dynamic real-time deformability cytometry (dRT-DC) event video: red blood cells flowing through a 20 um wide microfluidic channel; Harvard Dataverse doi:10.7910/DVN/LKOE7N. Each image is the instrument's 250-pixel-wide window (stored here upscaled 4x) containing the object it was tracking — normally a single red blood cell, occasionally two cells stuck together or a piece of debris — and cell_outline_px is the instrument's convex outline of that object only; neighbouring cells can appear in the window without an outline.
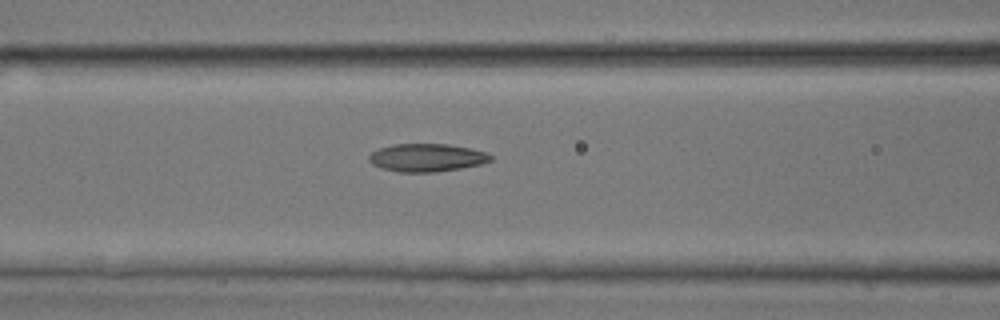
{"species": "common noctule bat (a hibernating species)", "species_latin": "Nyctalus noctula", "temperature_condition": "room temperature", "stored_images_in_passage": 41, "camera_frame_rate_fps": 3000, "um_per_image_px": 0.085, "animal": {"sex": "male", "body_mass_g": 17.9, "forearm_length_mm": 54.2}, "frame": {"image": 1, "passage_image": 15, "time_ms": 4.667, "image_size_px": [1000, 320], "cell_outline_px": [[492, 160], [484, 164], [436, 172], [400, 172], [384, 168], [372, 164], [368, 160], [368, 156], [372, 152], [380, 148], [392, 144], [448, 144], [488, 152], [492, 156]], "centroid_in_image_um": [36.31, 13.4], "position_along_channel_um": 130.3, "area_um2": 19.83}}
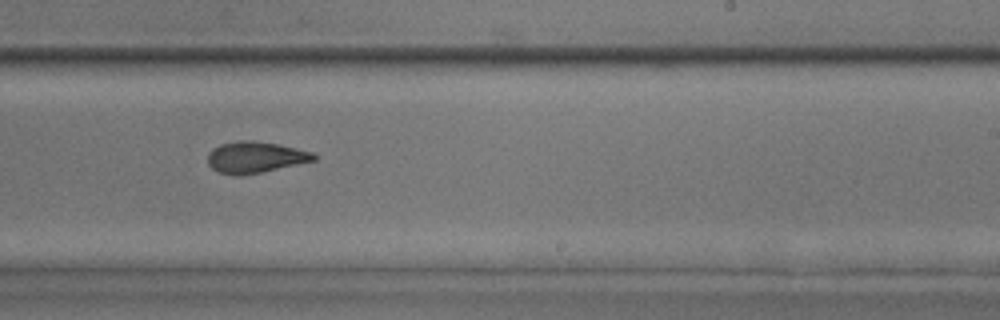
{"frame": {"image": 2, "passage_image": 24, "time_ms": 7.667, "image_size_px": [1000, 320], "cell_outline_px": [[316, 160], [260, 172], [236, 176], [220, 172], [212, 168], [208, 164], [208, 152], [212, 148], [220, 144], [240, 140], [252, 140], [276, 144], [312, 152], [316, 156]], "centroid_in_image_um": [21.65, 13.36], "position_along_channel_um": 267.4, "area_um2": 19.07}}
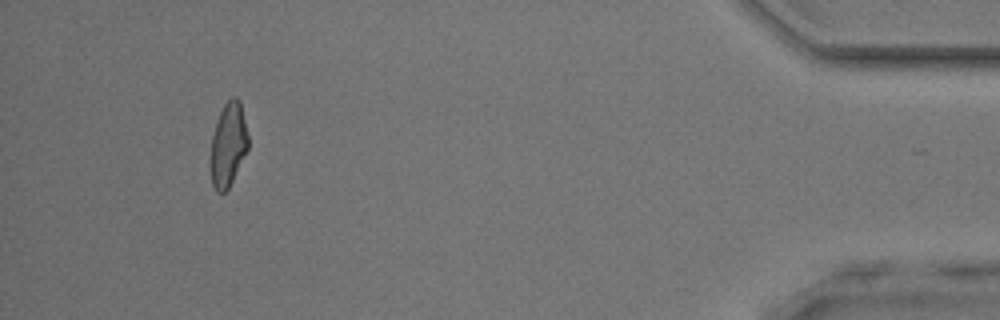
{"frame": {"image": 3, "passage_image": 38, "time_ms": 12.333, "image_size_px": [1000, 320], "cell_outline_px": [[248, 148], [228, 188], [224, 192], [216, 192], [212, 184], [212, 136], [216, 120], [224, 104], [232, 96], [236, 96], [240, 100], [248, 136]], "centroid_in_image_um": [19.41, 12.24], "position_along_channel_um": 415.8, "area_um2": 17.92}}